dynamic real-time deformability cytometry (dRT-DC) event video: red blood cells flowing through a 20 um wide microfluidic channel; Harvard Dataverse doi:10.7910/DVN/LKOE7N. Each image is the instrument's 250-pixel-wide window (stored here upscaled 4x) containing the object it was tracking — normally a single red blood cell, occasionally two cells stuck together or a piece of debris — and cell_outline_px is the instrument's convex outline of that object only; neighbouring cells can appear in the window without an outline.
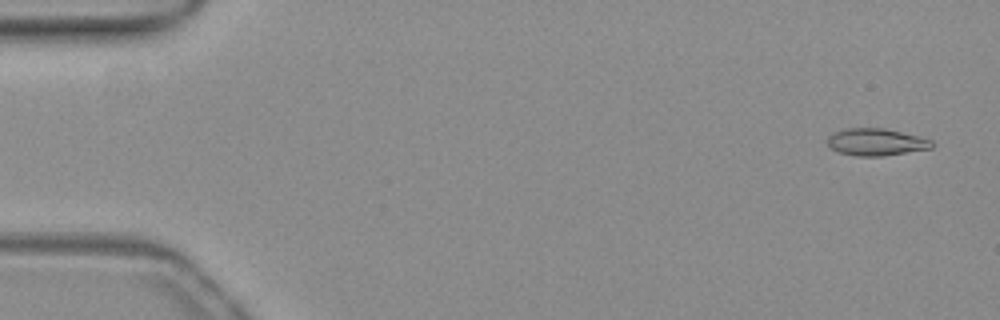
{"species": "common noctule bat (a hibernating species)", "species_latin": "Nyctalus noctula", "temperature_condition": "warm", "stored_images_in_passage": 54, "camera_frame_rate_fps": 3000, "um_per_image_px": 0.085, "animal": {"sex": "female", "body_mass_g": 19.3, "forearm_length_mm": 54.1}, "frame": {"image": 1, "passage_image": 3, "time_ms": 0.667, "image_size_px": [1000, 320], "cell_outline_px": [[932, 148], [884, 156], [856, 156], [836, 152], [828, 144], [828, 136], [844, 128], [884, 128], [920, 136], [932, 140]], "centroid_in_image_um": [74.47, 12.07], "position_along_channel_um": 10.5, "area_um2": 16.53}}
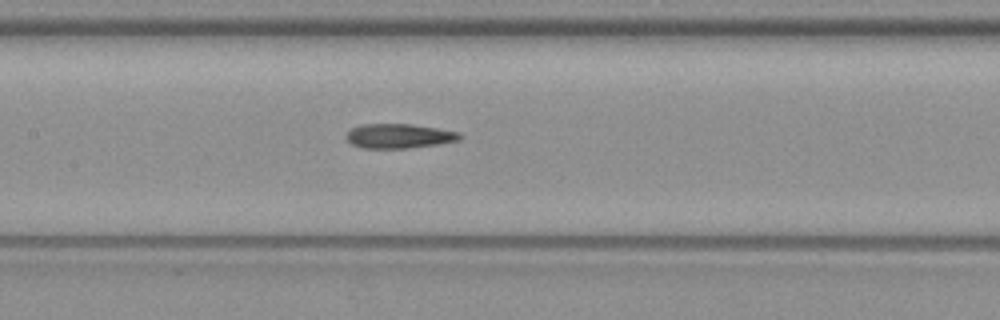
{"frame": {"image": 2, "passage_image": 26, "time_ms": 8.333, "image_size_px": [1000, 320], "cell_outline_px": [[464, 136], [460, 140], [436, 144], [408, 148], [364, 148], [352, 144], [348, 140], [348, 132], [352, 128], [360, 124], [412, 124], [460, 132]], "centroid_in_image_um": [33.96, 11.55], "position_along_channel_um": 173.4, "area_um2": 16.07}}
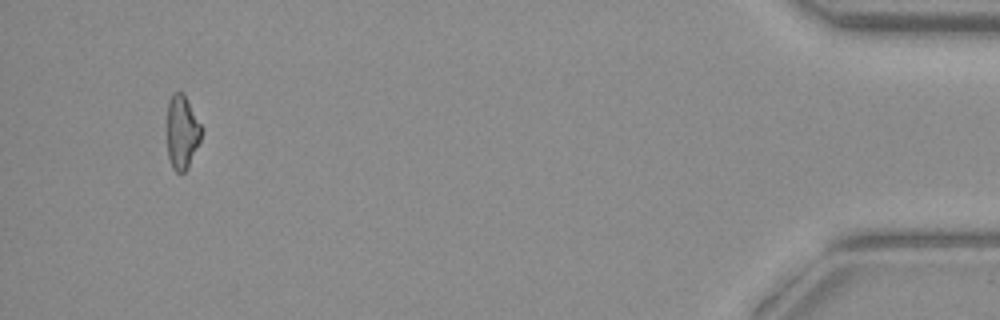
{"frame": {"image": 3, "passage_image": 51, "time_ms": 16.667, "image_size_px": [1000, 320], "cell_outline_px": [[204, 128], [200, 140], [184, 172], [176, 172], [172, 168], [168, 156], [168, 100], [172, 92], [180, 92], [184, 96]], "centroid_in_image_um": [15.47, 11.21], "position_along_channel_um": 419.7, "area_um2": 14.45}, "authors_computed_cell_mechanics": {"area_um2": 16.3574, "velocity_mm_per_s": 3.9077, "shape_relaxation_time_tau1_ms": null, "shape_relaxation_time_tau2_ms": 4.1754, "deformation_change_tau1": null, "deformation_change_tau2": 0.1242}}